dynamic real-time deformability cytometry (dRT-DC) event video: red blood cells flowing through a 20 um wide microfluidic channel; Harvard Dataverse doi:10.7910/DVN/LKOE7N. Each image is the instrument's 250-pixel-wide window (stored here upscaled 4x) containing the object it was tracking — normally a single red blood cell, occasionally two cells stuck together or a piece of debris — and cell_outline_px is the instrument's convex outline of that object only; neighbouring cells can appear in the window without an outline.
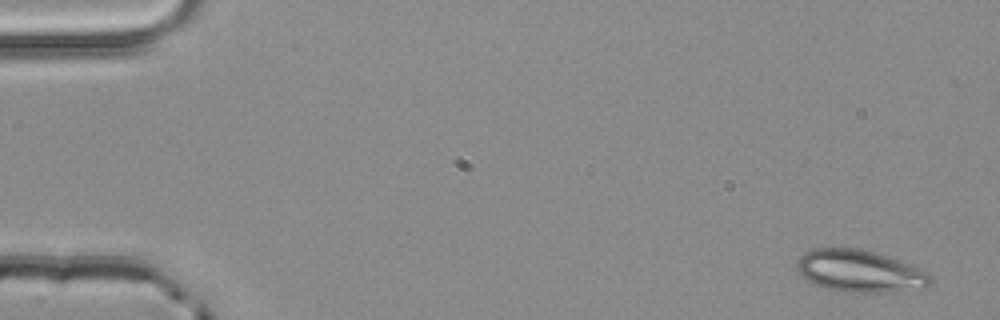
{"species": "common noctule bat (a hibernating species)", "species_latin": "Nyctalus noctula", "temperature_condition": "room temperature", "stored_images_in_passage": 4, "camera_frame_rate_fps": 3000, "um_per_image_px": 0.085, "animal": {"sex": "male", "body_mass_g": 20.4}, "frame": {"image": 1, "passage_image": 1, "time_ms": 0.0, "image_size_px": [1000, 320], "cell_outline_px": [[932, 280], [924, 288], [888, 292], [844, 292], [824, 288], [808, 280], [796, 268], [796, 260], [804, 252], [816, 248], [860, 248], [900, 260], [928, 272]], "centroid_in_image_um": [73.07, 23.04], "position_along_channel_um": 11.9, "area_um2": 32.66}}